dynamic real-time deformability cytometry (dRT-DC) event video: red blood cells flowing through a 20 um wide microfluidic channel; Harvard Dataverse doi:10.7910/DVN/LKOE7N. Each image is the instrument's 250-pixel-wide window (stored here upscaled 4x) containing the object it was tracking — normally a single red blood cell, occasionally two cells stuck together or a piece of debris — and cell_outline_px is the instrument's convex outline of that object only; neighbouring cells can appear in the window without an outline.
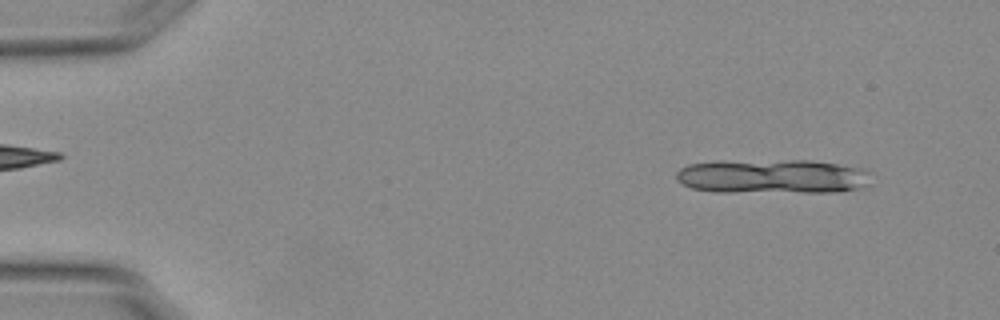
{"species": "Egyptian fruit bat (a non-hibernating species)", "species_latin": "Rousettus aegyptiacus", "temperature_condition": "warm", "stored_images_in_passage": 12, "camera_frame_rate_fps": 3000, "um_per_image_px": 0.085, "animal": {"sex": "female"}, "frame": {"image": 1, "passage_image": 4, "time_ms": 1.0, "image_size_px": [1000, 320], "cell_outline_px": [[868, 172], [864, 184], [856, 188], [832, 192], [716, 192], [692, 188], [676, 180], [676, 172], [680, 168], [688, 164], [792, 160], [808, 160], [836, 164], [856, 168]], "centroid_in_image_um": [65.57, 15.02], "position_along_channel_um": 19.4, "area_um2": 37.74}}